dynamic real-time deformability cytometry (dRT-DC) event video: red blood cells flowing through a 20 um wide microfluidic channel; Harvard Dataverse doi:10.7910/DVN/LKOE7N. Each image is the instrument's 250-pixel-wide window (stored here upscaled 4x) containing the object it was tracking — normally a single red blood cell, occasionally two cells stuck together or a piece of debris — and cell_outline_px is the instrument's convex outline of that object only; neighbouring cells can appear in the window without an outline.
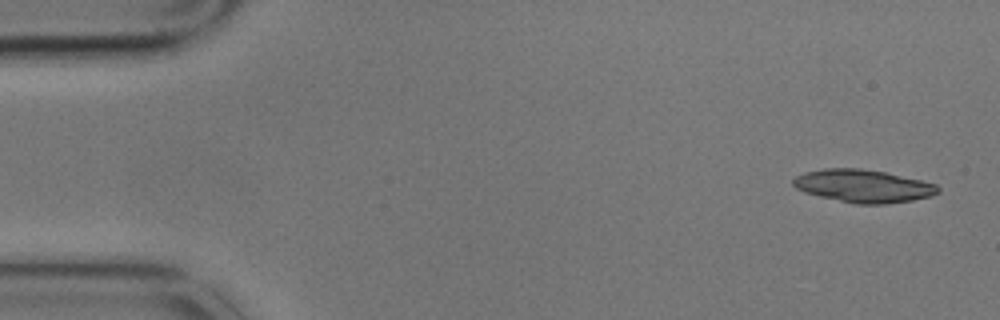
{"species": "common noctule bat (a hibernating species)", "species_latin": "Nyctalus noctula", "temperature_condition": "cold", "stored_images_in_passage": 5, "camera_frame_rate_fps": 3000, "um_per_image_px": 0.085, "animal": {"sex": "male", "body_mass_g": 17.9}, "frame": {"image": 1, "passage_image": 1, "time_ms": 0.0, "image_size_px": [1000, 320], "cell_outline_px": [[940, 192], [932, 196], [912, 200], [884, 204], [856, 204], [820, 196], [804, 192], [796, 188], [792, 184], [792, 180], [796, 176], [804, 172], [824, 168], [860, 168], [884, 172], [920, 180], [936, 184], [940, 188]], "centroid_in_image_um": [73.37, 15.81], "position_along_channel_um": 11.6, "area_um2": 27.63}}